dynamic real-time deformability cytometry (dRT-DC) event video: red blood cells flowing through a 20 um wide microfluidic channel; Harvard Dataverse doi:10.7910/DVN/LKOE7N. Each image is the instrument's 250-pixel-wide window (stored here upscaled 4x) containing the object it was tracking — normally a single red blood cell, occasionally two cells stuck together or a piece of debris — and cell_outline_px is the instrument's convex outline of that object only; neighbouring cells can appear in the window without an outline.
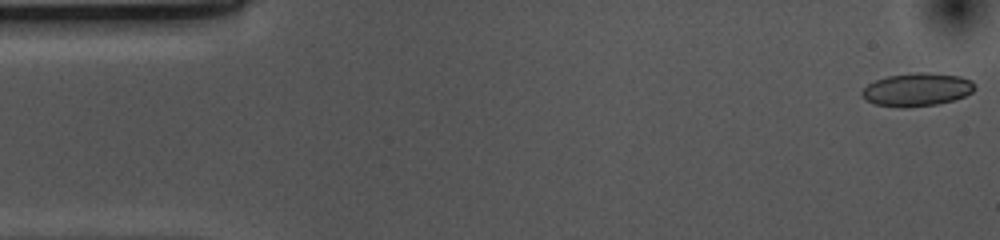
{"species": "common noctule bat (a hibernating species)", "species_latin": "Nyctalus noctula", "temperature_condition": "cold", "stored_images_in_passage": 47, "camera_frame_rate_fps": 3000, "um_per_image_px": 0.085, "animal": {"sex": "female", "body_mass_g": 10.0, "forearm_length_mm": 53.1}, "frame": {"image": 1, "passage_image": 1, "time_ms": 0.0, "image_size_px": [1000, 240], "cell_outline_px": [[976, 88], [972, 92], [964, 96], [952, 100], [936, 104], [908, 108], [900, 108], [876, 104], [868, 100], [860, 92], [868, 84], [876, 80], [888, 76], [916, 72], [928, 72], [960, 76], [972, 80]], "centroid_in_image_um": [77.97, 7.61], "position_along_channel_um": 7.0, "area_um2": 21.73}}
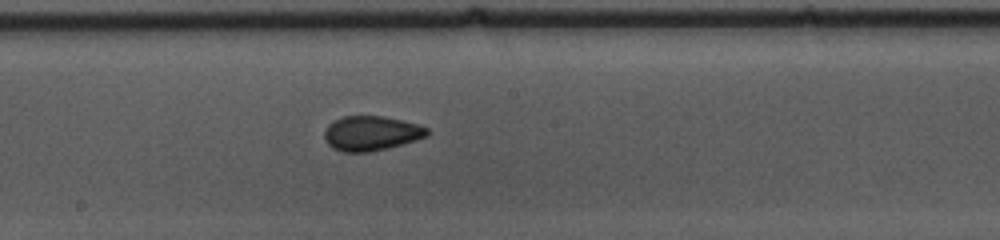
{"frame": {"image": 2, "passage_image": 27, "time_ms": 8.667, "image_size_px": [1000, 240], "cell_outline_px": [[428, 136], [416, 140], [388, 148], [368, 152], [340, 152], [332, 148], [324, 140], [324, 132], [328, 124], [344, 116], [384, 116], [420, 124], [428, 128]], "centroid_in_image_um": [31.55, 11.33], "position_along_channel_um": 216.6, "area_um2": 20.92}}
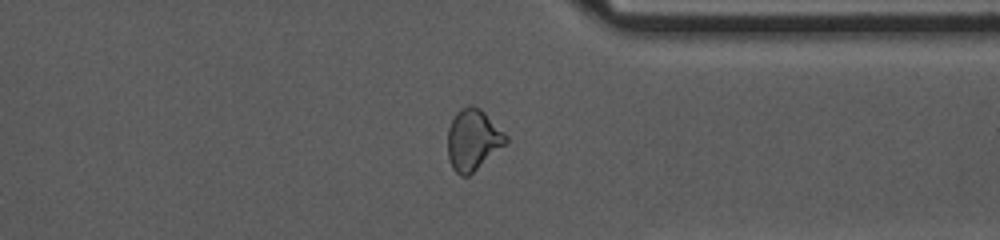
{"frame": {"image": 3, "passage_image": 40, "time_ms": 13.0, "image_size_px": [1000, 240], "cell_outline_px": [[508, 140], [504, 144], [468, 176], [460, 176], [452, 168], [448, 160], [448, 128], [456, 112], [468, 104], [472, 104], [480, 108], [508, 136]], "centroid_in_image_um": [40.17, 11.86], "position_along_channel_um": 371.2, "area_um2": 20.46}, "authors_computed_cell_mechanics": {"area_um2": 20.9236, "velocity_mm_per_s": 3.693, "shape_relaxation_time_tau1_ms": 5.8336, "shape_relaxation_time_tau2_ms": 1.3559, "deformation_change_tau1": 0.1318, "deformation_change_tau2": 0.0607}}